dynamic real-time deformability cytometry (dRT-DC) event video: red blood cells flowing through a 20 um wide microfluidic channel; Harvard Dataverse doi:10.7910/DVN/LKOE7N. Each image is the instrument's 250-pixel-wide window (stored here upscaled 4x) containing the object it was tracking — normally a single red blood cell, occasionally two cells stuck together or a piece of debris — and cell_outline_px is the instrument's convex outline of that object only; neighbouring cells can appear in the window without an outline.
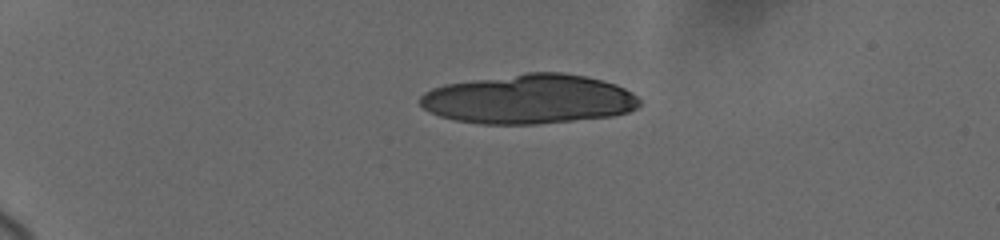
{"species": "human", "species_latin": "Homo sapiens", "temperature_condition": "cold", "stored_images_in_passage": 10, "segment_of_instrument_passage": [1, 2], "camera_frame_rate_fps": 3000, "um_per_image_px": 0.085, "donor": {"sex": "female"}, "frame": {"image": 1, "passage_image": 1, "time_ms": 0.0, "image_size_px": [1000, 240], "cell_outline_px": [[640, 104], [636, 108], [628, 112], [612, 116], [536, 124], [480, 124], [456, 120], [440, 116], [424, 108], [420, 104], [420, 96], [424, 92], [432, 88], [444, 84], [528, 72], [564, 72], [604, 80], [616, 84], [632, 92], [640, 100]], "centroid_in_image_um": [44.97, 8.42], "position_along_channel_um": 40.0, "area_um2": 63.23}}